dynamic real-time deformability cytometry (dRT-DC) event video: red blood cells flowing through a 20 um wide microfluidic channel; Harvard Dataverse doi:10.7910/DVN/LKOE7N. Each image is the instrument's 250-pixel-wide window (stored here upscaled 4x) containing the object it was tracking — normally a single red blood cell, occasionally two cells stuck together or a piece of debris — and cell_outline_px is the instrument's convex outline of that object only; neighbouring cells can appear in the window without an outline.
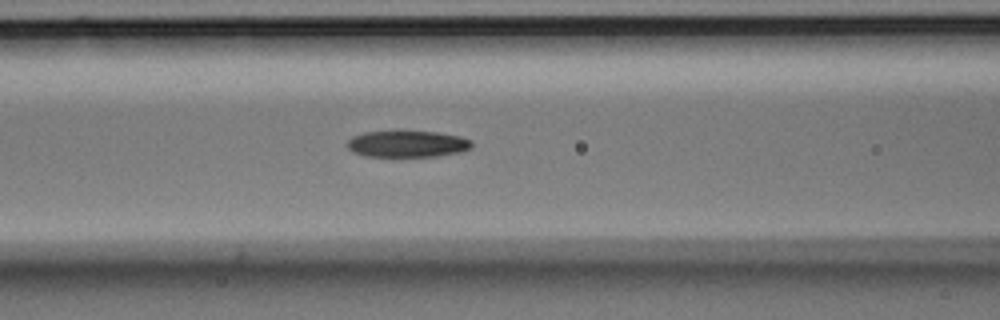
{"species": "Egyptian fruit bat (a non-hibernating species)", "species_latin": "Rousettus aegyptiacus", "temperature_condition": "room temperature", "stored_images_in_passage": 7, "camera_frame_rate_fps": 3000, "um_per_image_px": 0.085, "animal": {"sex": "male"}, "frame": {"image": 1, "passage_image": 7, "time_ms": 2.0, "image_size_px": [1000, 320], "cell_outline_px": [[472, 148], [460, 152], [436, 156], [364, 156], [352, 152], [344, 144], [352, 136], [364, 132], [400, 128], [404, 128], [436, 132], [460, 136], [472, 140]], "centroid_in_image_um": [34.57, 12.18], "position_along_channel_um": 132.0, "area_um2": 20.29}}